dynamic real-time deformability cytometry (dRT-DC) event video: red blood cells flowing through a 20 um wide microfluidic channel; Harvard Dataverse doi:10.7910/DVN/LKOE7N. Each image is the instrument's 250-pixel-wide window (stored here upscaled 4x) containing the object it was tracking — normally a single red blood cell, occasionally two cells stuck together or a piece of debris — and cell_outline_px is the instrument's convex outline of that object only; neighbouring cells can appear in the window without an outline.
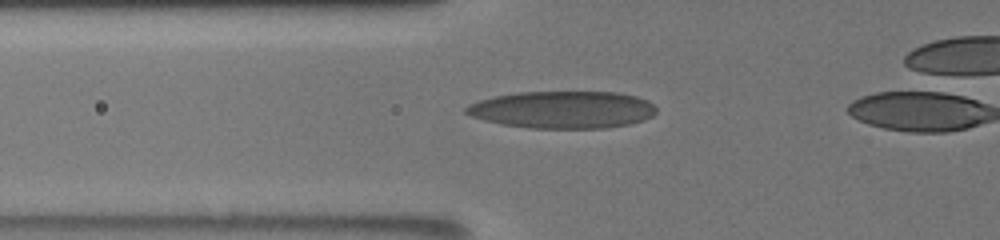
{"species": "human", "species_latin": "Homo sapiens", "temperature_condition": "room temperature", "stored_images_in_passage": 6, "camera_frame_rate_fps": 3000, "um_per_image_px": 0.085, "donor": {"sex": "male"}, "frame": {"image": 1, "passage_image": 3, "time_ms": 0.667, "image_size_px": [1000, 240], "cell_outline_px": [[656, 112], [652, 116], [644, 120], [628, 124], [604, 128], [532, 128], [500, 124], [484, 120], [472, 116], [464, 112], [464, 108], [468, 104], [480, 100], [496, 96], [516, 92], [616, 92], [636, 96], [648, 100], [656, 108]], "centroid_in_image_um": [47.82, 9.32], "position_along_channel_um": 78.0, "area_um2": 41.33}}